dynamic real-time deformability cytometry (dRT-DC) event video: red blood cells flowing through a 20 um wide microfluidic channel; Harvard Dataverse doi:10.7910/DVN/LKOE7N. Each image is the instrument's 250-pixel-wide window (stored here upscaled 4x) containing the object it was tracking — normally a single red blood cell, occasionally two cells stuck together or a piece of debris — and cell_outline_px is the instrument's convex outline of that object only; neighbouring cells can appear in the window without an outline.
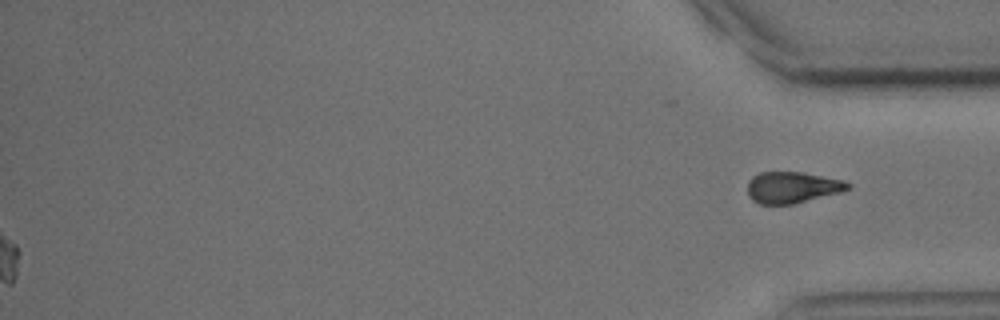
{"species": "common noctule bat (a hibernating species)", "species_latin": "Nyctalus noctula", "temperature_condition": "cold", "stored_images_in_passage": 55, "segment_of_instrument_passage": [2, 2], "camera_frame_rate_fps": 3000, "um_per_image_px": 0.085, "animal": {"sex": "male", "body_mass_g": 15.6}, "frame": {"image": 1, "passage_image": 55, "time_ms": 18.0, "image_size_px": [1000, 320], "cell_outline_px": [[852, 188], [840, 192], [792, 204], [760, 204], [752, 200], [748, 196], [748, 180], [752, 176], [760, 172], [804, 172], [844, 180], [852, 184]], "centroid_in_image_um": [67.35, 15.91], "position_along_channel_um": 367.9, "area_um2": 18.44}}